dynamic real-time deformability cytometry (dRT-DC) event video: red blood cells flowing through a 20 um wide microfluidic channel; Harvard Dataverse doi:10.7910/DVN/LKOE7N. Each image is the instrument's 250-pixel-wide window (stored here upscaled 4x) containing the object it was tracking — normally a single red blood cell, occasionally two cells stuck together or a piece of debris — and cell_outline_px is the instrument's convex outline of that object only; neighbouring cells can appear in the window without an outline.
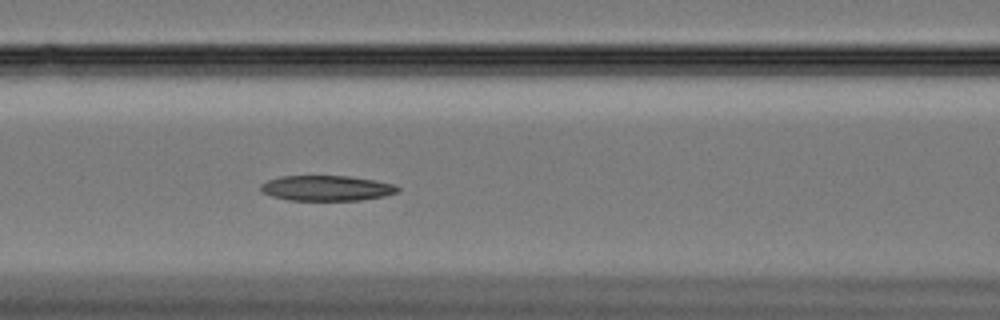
{"species": "Egyptian fruit bat (a non-hibernating species)", "species_latin": "Rousettus aegyptiacus", "temperature_condition": "cold", "stored_images_in_passage": 53, "camera_frame_rate_fps": 3000, "um_per_image_px": 0.085, "animal": {"sex": "female"}, "frame": {"image": 1, "passage_image": 19, "time_ms": 6.0, "image_size_px": [1000, 320], "cell_outline_px": [[400, 192], [384, 196], [360, 200], [288, 200], [272, 196], [260, 192], [260, 184], [268, 180], [280, 176], [348, 176], [372, 180], [392, 184], [400, 188]], "centroid_in_image_um": [27.73, 15.99], "position_along_channel_um": 138.9, "area_um2": 20.17}}
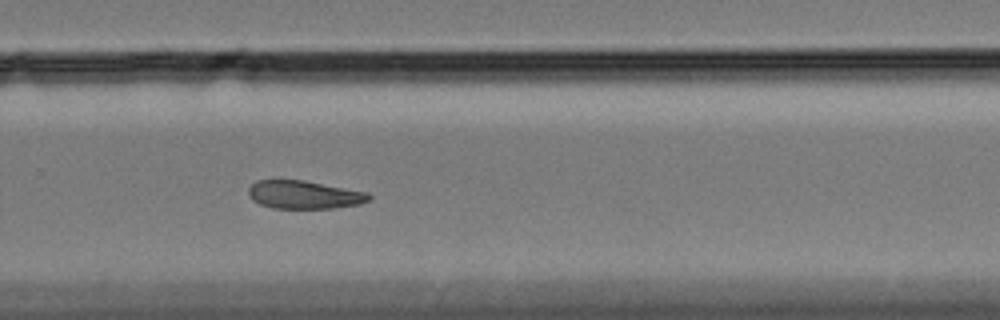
{"frame": {"image": 2, "passage_image": 34, "time_ms": 11.0, "image_size_px": [1000, 320], "cell_outline_px": [[372, 196], [368, 200], [360, 204], [336, 208], [272, 208], [260, 204], [252, 200], [248, 196], [248, 188], [256, 180], [304, 180], [368, 192]], "centroid_in_image_um": [25.84, 16.55], "position_along_channel_um": 304.0, "area_um2": 19.88}}
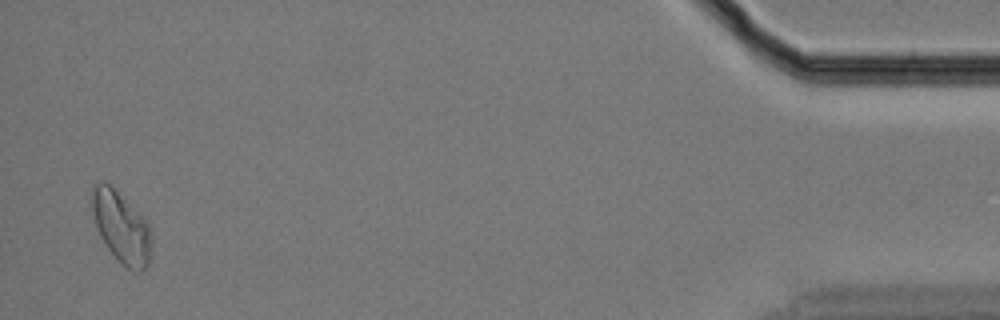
{"frame": {"image": 3, "passage_image": 52, "time_ms": 17.0, "image_size_px": [1000, 320], "cell_outline_px": [[152, 248], [148, 264], [140, 272], [132, 272], [120, 264], [108, 248], [100, 236], [96, 224], [92, 208], [92, 188], [96, 184], [108, 184], [144, 216], [148, 220], [152, 232]], "centroid_in_image_um": [10.38, 19.39], "position_along_channel_um": 424.8, "area_um2": 24.74}, "authors_computed_cell_mechanics": {"area_um2": 21.2704, "velocity_mm_per_s": 3.3141, "shape_relaxation_time_tau1_ms": 10.2906, "shape_relaxation_time_tau2_ms": null, "deformation_change_tau1": 0.1919, "deformation_change_tau2": null}}